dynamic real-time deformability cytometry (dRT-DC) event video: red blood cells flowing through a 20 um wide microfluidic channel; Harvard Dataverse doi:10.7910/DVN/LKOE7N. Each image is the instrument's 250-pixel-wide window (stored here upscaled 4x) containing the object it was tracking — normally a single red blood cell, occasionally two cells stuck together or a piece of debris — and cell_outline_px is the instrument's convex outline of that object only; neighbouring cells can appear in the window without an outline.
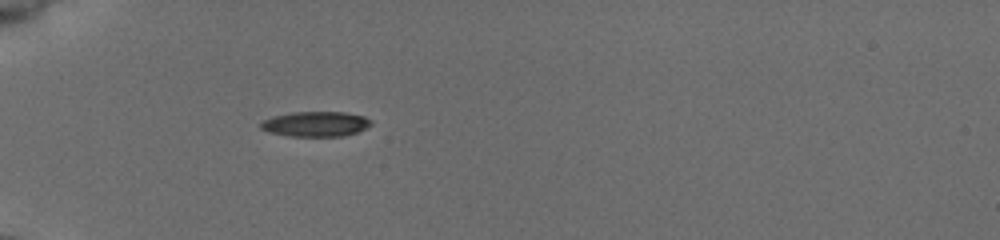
{"species": "common noctule bat (a hibernating species)", "species_latin": "Nyctalus noctula", "temperature_condition": "cold", "stored_images_in_passage": 3, "camera_frame_rate_fps": 3000, "um_per_image_px": 0.085, "animal": {"sex": "female", "body_mass_g": 19.5, "forearm_length_mm": 54.1}, "frame": {"image": 1, "passage_image": 2, "time_ms": 0.333, "image_size_px": [1000, 240], "cell_outline_px": [[372, 124], [356, 132], [344, 136], [288, 136], [268, 132], [260, 128], [260, 124], [264, 120], [272, 116], [292, 112], [344, 112], [364, 116], [372, 120]], "centroid_in_image_um": [26.81, 10.54], "position_along_channel_um": 58.2, "area_um2": 16.13}}